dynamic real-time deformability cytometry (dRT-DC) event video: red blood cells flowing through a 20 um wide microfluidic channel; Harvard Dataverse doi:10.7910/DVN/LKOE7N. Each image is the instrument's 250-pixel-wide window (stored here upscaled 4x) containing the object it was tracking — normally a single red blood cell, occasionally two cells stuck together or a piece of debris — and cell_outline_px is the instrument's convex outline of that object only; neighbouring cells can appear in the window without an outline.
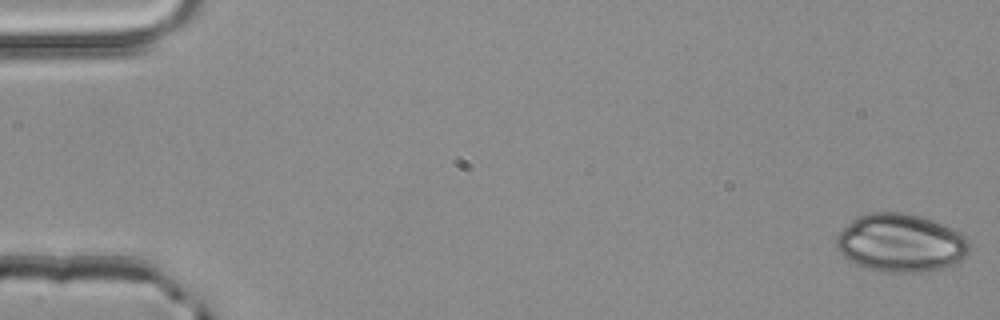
{"species": "common noctule bat (a hibernating species)", "species_latin": "Nyctalus noctula", "temperature_condition": "room temperature", "stored_images_in_passage": 52, "camera_frame_rate_fps": 3000, "um_per_image_px": 0.085, "animal": {"sex": "male", "body_mass_g": 20.4}, "frame": {"image": 1, "passage_image": 1, "time_ms": 0.0, "image_size_px": [1000, 320], "cell_outline_px": [[968, 252], [960, 260], [952, 264], [940, 268], [920, 272], [880, 272], [856, 264], [848, 260], [836, 248], [836, 236], [852, 220], [860, 216], [872, 212], [904, 212], [920, 216], [932, 220], [952, 228], [960, 232], [968, 240]], "centroid_in_image_um": [76.54, 20.65], "position_along_channel_um": 8.5, "area_um2": 44.8}}
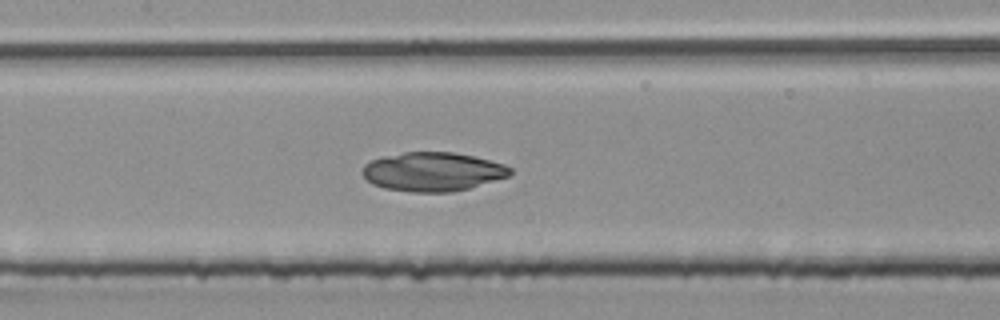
{"frame": {"image": 2, "passage_image": 25, "time_ms": 8.0, "image_size_px": [1000, 320], "cell_outline_px": [[512, 172], [508, 176], [468, 188], [452, 192], [412, 192], [384, 188], [372, 184], [364, 176], [364, 164], [372, 160], [384, 156], [404, 152], [452, 152], [472, 156], [504, 164], [512, 168]], "centroid_in_image_um": [36.78, 14.59], "position_along_channel_um": 170.6, "area_um2": 33.18}}
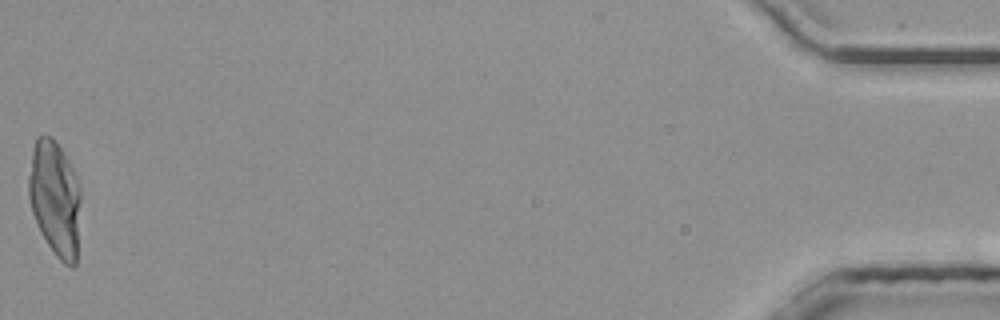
{"frame": {"image": 3, "passage_image": 52, "time_ms": 17.0, "image_size_px": [1000, 320], "cell_outline_px": [[80, 200], [76, 264], [72, 268], [64, 264], [56, 256], [40, 232], [32, 212], [28, 196], [28, 176], [32, 148], [36, 136], [44, 132], [52, 136], [68, 160], [76, 176], [80, 188]], "centroid_in_image_um": [4.65, 16.82], "position_along_channel_um": 430.6, "area_um2": 35.37}}